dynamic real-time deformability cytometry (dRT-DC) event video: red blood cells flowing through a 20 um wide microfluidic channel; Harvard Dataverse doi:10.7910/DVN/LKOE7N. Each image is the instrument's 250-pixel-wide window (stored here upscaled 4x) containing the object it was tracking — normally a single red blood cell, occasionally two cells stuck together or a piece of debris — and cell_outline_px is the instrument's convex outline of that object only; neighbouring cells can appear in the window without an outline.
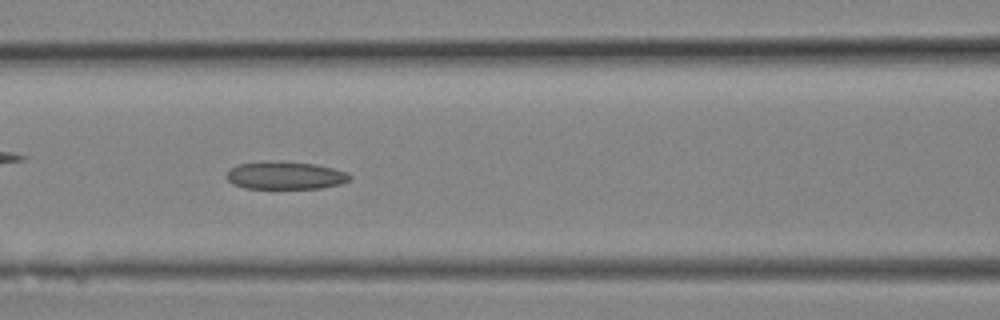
{"species": "Egyptian fruit bat (a non-hibernating species)", "species_latin": "Rousettus aegyptiacus", "temperature_condition": "room temperature", "stored_images_in_passage": 11, "camera_frame_rate_fps": 3000, "um_per_image_px": 0.085, "animal": {"sex": "female"}, "frame": {"image": 1, "passage_image": 10, "time_ms": 3.0, "image_size_px": [1000, 320], "cell_outline_px": [[352, 180], [340, 184], [320, 188], [244, 188], [232, 184], [228, 180], [228, 168], [236, 164], [268, 160], [316, 164], [348, 172], [352, 176]], "centroid_in_image_um": [24.25, 14.9], "position_along_channel_um": 142.4, "area_um2": 20.17}}
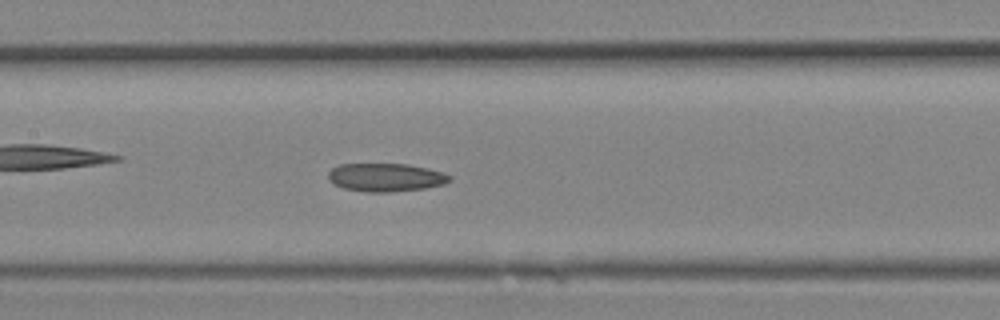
{"frame": {"image": 2, "passage_image": 11, "time_ms": 3.333, "image_size_px": [1000, 320], "cell_outline_px": [[452, 180], [444, 184], [424, 188], [388, 192], [368, 192], [344, 188], [328, 180], [328, 172], [332, 168], [340, 164], [408, 164], [428, 168], [444, 172], [452, 176]], "centroid_in_image_um": [32.82, 15.07], "position_along_channel_um": 174.6, "area_um2": 20.0}}